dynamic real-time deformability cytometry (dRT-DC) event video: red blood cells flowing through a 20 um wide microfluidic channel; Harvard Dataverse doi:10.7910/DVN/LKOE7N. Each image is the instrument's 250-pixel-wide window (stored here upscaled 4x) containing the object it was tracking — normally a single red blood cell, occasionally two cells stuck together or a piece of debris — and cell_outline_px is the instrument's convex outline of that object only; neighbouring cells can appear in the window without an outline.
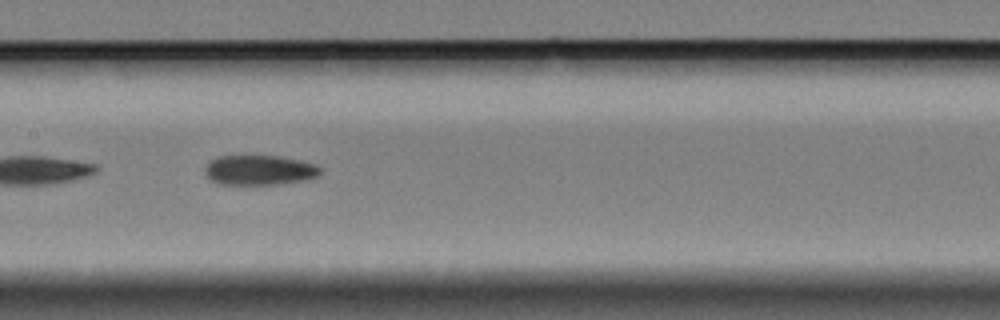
{"species": "Egyptian fruit bat (a non-hibernating species)", "species_latin": "Rousettus aegyptiacus", "temperature_condition": "cold", "stored_images_in_passage": 10, "camera_frame_rate_fps": 3000, "um_per_image_px": 0.085, "animal": {"sex": "female"}, "frame": {"image": 1, "passage_image": 5, "time_ms": 1.333, "image_size_px": [1000, 320], "cell_outline_px": [[320, 172], [316, 176], [308, 180], [276, 184], [220, 184], [212, 180], [204, 172], [208, 164], [212, 160], [220, 156], [280, 156], [300, 160], [316, 164], [320, 168]], "centroid_in_image_um": [22.09, 14.46], "position_along_channel_um": 185.3, "area_um2": 19.88}}
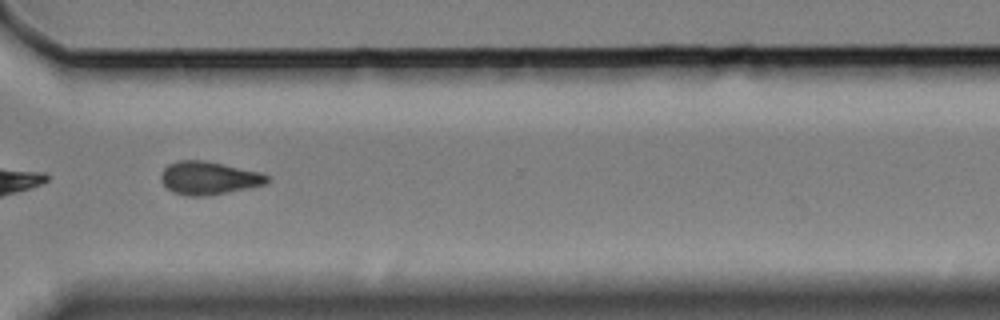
{"frame": {"image": 2, "passage_image": 9, "time_ms": 2.667, "image_size_px": [1000, 320], "cell_outline_px": [[268, 180], [264, 184], [248, 188], [208, 196], [188, 196], [172, 192], [160, 180], [160, 176], [164, 168], [168, 164], [180, 160], [200, 160], [260, 172], [268, 176]], "centroid_in_image_um": [17.69, 15.14], "position_along_channel_um": 352.9, "area_um2": 20.17}}